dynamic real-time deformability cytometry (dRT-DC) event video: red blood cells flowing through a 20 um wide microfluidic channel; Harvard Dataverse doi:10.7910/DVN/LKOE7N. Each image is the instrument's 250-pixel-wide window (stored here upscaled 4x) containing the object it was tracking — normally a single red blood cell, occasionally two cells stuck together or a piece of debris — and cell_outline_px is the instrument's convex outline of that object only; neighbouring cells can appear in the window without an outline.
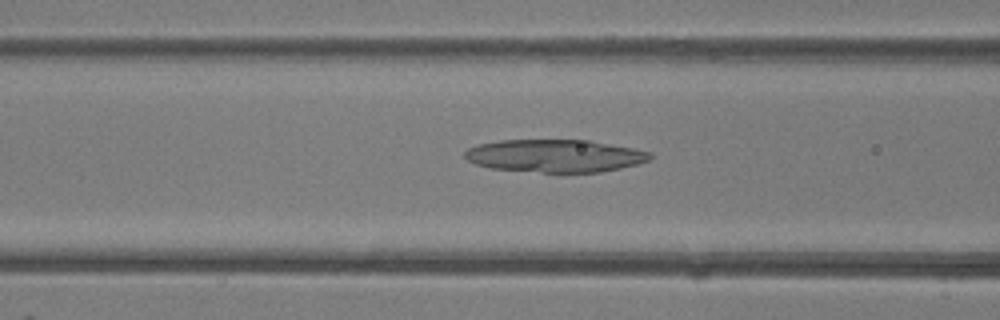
{"species": "common noctule bat (a hibernating species)", "species_latin": "Nyctalus noctula", "temperature_condition": "room temperature", "stored_images_in_passage": 42, "camera_frame_rate_fps": 3000, "um_per_image_px": 0.085, "animal": {"sex": "female"}, "frame": {"image": 1, "passage_image": 17, "time_ms": 5.333, "image_size_px": [1000, 320], "cell_outline_px": [[652, 156], [648, 160], [636, 164], [620, 168], [600, 172], [560, 176], [492, 168], [476, 164], [468, 160], [464, 156], [464, 152], [468, 148], [476, 144], [500, 140], [588, 140], [632, 148], [652, 152]], "centroid_in_image_um": [47.15, 13.29], "position_along_channel_um": 119.5, "area_um2": 36.41}}
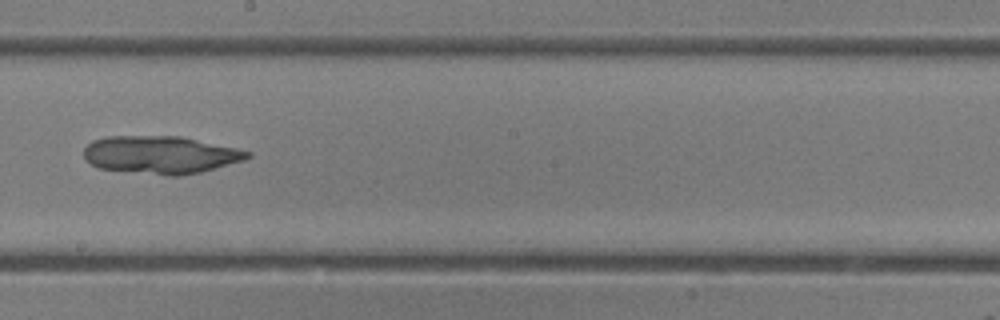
{"frame": {"image": 2, "passage_image": 24, "time_ms": 7.667, "image_size_px": [1000, 320], "cell_outline_px": [[252, 156], [244, 160], [200, 172], [180, 176], [168, 176], [100, 168], [92, 164], [84, 156], [84, 148], [92, 140], [108, 136], [180, 136], [236, 148], [252, 152]], "centroid_in_image_um": [13.66, 13.15], "position_along_channel_um": 234.5, "area_um2": 35.84}}
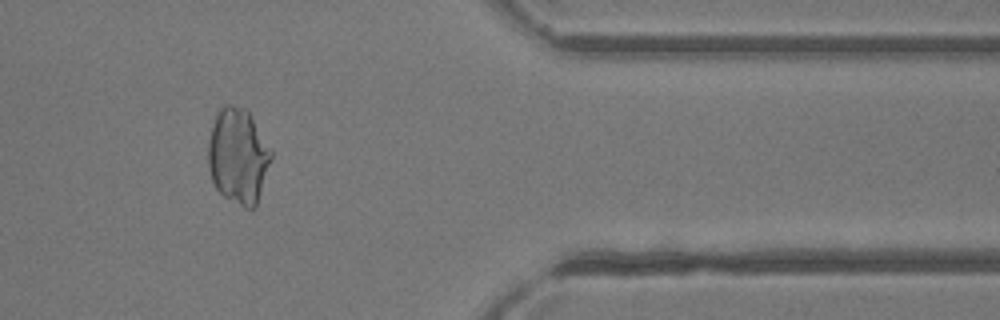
{"frame": {"image": 3, "passage_image": 35, "time_ms": 11.333, "image_size_px": [1000, 320], "cell_outline_px": [[272, 156], [256, 208], [244, 208], [224, 196], [216, 188], [212, 180], [208, 168], [208, 140], [212, 124], [220, 108], [224, 104], [232, 104], [244, 108], [248, 112], [272, 152]], "centroid_in_image_um": [20.22, 13.28], "position_along_channel_um": 391.2, "area_um2": 34.85}}